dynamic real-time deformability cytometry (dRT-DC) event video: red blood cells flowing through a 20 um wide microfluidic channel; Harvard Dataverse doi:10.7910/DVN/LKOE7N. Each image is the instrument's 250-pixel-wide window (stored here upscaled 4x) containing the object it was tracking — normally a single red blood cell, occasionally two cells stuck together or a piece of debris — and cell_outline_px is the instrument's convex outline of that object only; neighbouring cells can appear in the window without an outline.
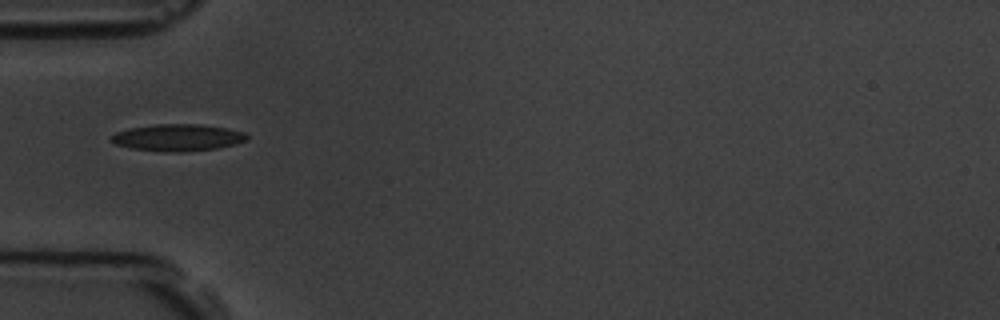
{"species": "common noctule bat (a hibernating species)", "species_latin": "Nyctalus noctula", "temperature_condition": "room temperature", "stored_images_in_passage": 8, "camera_frame_rate_fps": 3000, "um_per_image_px": 0.085, "animal": {"sex": "male", "body_mass_g": 19.5, "forearm_length_mm": 54.6}, "frame": {"image": 1, "passage_image": 6, "time_ms": 5.333, "image_size_px": [1000, 320], "cell_outline_px": [[248, 140], [236, 144], [220, 148], [180, 152], [164, 152], [132, 148], [116, 144], [108, 140], [116, 132], [128, 128], [156, 124], [200, 124], [228, 128], [244, 132], [248, 136]], "centroid_in_image_um": [15.13, 11.69], "position_along_channel_um": 69.9, "area_um2": 21.44}}
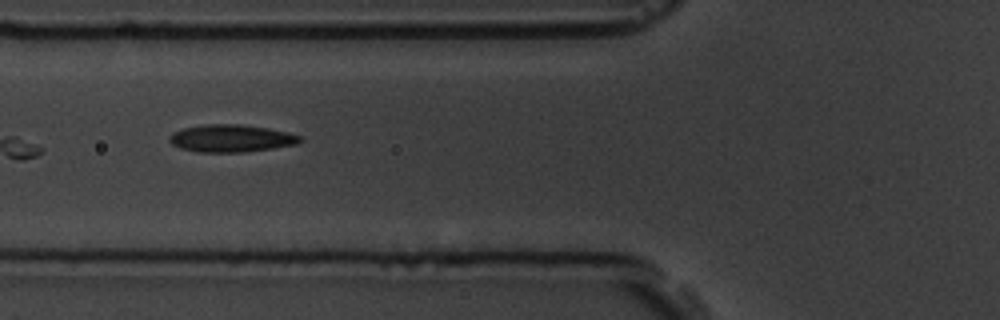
{"frame": {"image": 2, "passage_image": 7, "time_ms": 6.333, "image_size_px": [1000, 320], "cell_outline_px": [[304, 140], [296, 144], [272, 148], [244, 152], [196, 152], [180, 148], [172, 144], [168, 140], [168, 136], [172, 132], [184, 128], [204, 124], [240, 124], [268, 128], [288, 132], [300, 136]], "centroid_in_image_um": [19.62, 11.75], "position_along_channel_um": 106.2, "area_um2": 20.98}}
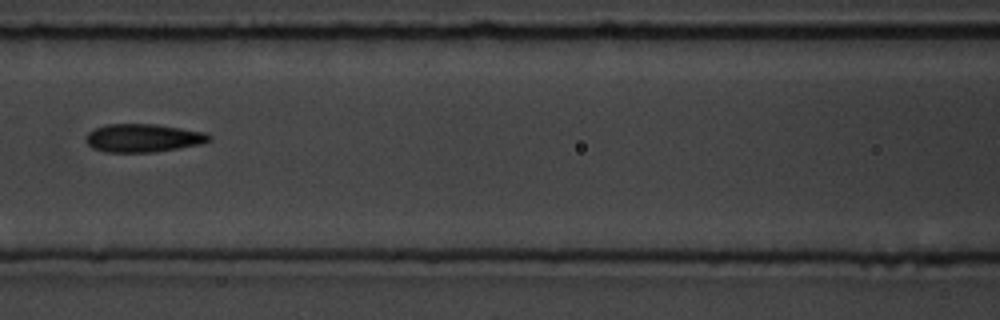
{"frame": {"image": 3, "passage_image": 8, "time_ms": 7.667, "image_size_px": [1000, 320], "cell_outline_px": [[212, 140], [204, 144], [156, 152], [104, 152], [92, 148], [88, 144], [88, 132], [104, 124], [156, 124], [204, 132], [212, 136]], "centroid_in_image_um": [12.22, 11.73], "position_along_channel_um": 154.4, "area_um2": 20.35}}